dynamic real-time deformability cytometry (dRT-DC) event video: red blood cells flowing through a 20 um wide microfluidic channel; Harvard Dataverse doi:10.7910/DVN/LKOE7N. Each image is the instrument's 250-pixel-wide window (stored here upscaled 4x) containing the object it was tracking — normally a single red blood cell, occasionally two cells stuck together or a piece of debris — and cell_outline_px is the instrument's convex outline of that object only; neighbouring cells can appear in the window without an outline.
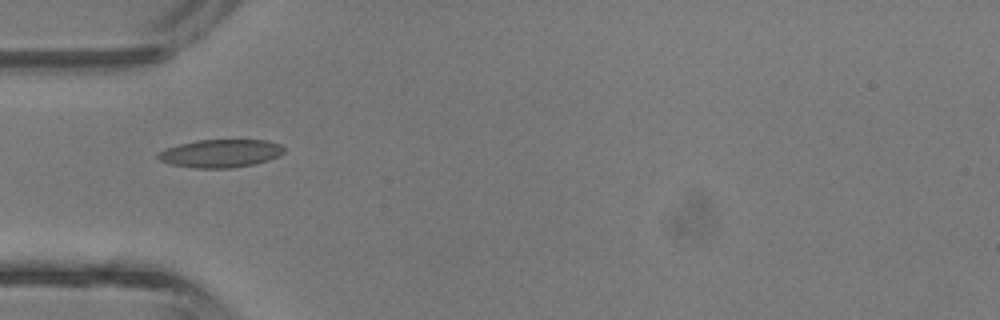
{"species": "common noctule bat (a hibernating species)", "species_latin": "Nyctalus noctula", "temperature_condition": "room temperature", "stored_images_in_passage": 30, "camera_frame_rate_fps": 3000, "um_per_image_px": 0.085, "animal": {"sex": "male", "body_mass_g": 13.3}, "frame": {"image": 1, "passage_image": 1, "time_ms": 0.0, "image_size_px": [1000, 320], "cell_outline_px": [[284, 152], [280, 156], [268, 160], [252, 164], [232, 168], [192, 168], [172, 164], [160, 160], [156, 156], [164, 148], [196, 140], [268, 140], [280, 144], [284, 148]], "centroid_in_image_um": [18.76, 13.03], "position_along_channel_um": 66.2, "area_um2": 20.58}}
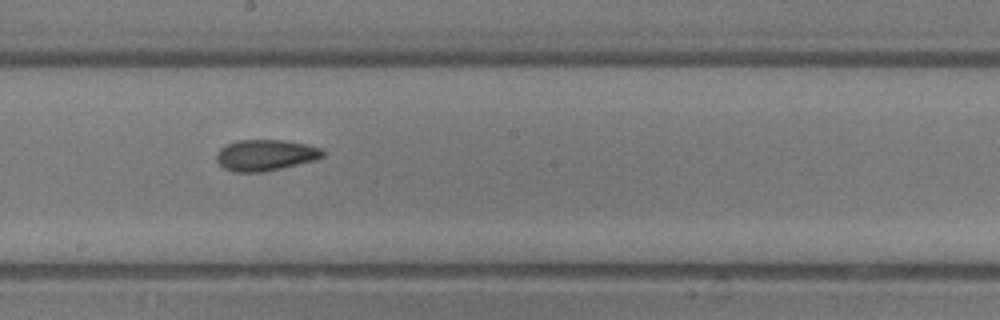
{"frame": {"image": 2, "passage_image": 11, "time_ms": 3.333, "image_size_px": [1000, 320], "cell_outline_px": [[324, 156], [316, 160], [264, 172], [236, 172], [224, 168], [216, 160], [216, 152], [220, 148], [228, 144], [240, 140], [284, 140], [304, 144], [320, 148], [324, 152]], "centroid_in_image_um": [22.55, 13.19], "position_along_channel_um": 225.6, "area_um2": 19.19}}
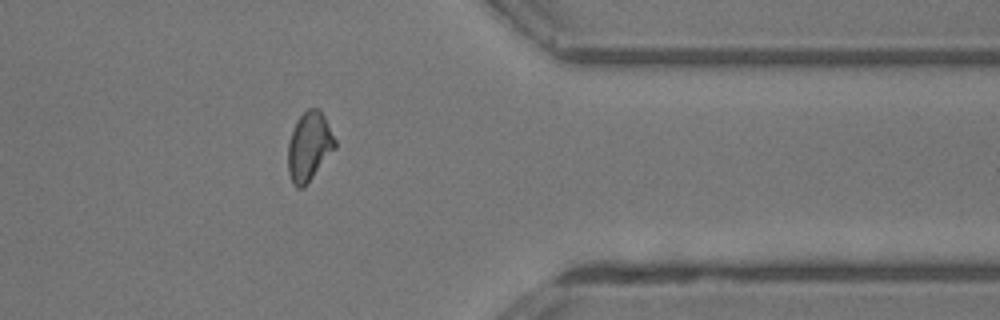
{"frame": {"image": 3, "passage_image": 22, "time_ms": 7.0, "image_size_px": [1000, 320], "cell_outline_px": [[336, 148], [304, 188], [296, 188], [292, 184], [288, 172], [288, 144], [296, 120], [308, 108], [320, 108], [336, 140]], "centroid_in_image_um": [26.28, 12.47], "position_along_channel_um": 385.1, "area_um2": 19.02}, "authors_computed_cell_mechanics": {"area_um2": 18.8428, "velocity_mm_per_s": 4.7789, "shape_relaxation_time_tau1_ms": 4.0286, "shape_relaxation_time_tau2_ms": 3.3741, "deformation_change_tau1": 0.1171, "deformation_change_tau2": 0.0987}}